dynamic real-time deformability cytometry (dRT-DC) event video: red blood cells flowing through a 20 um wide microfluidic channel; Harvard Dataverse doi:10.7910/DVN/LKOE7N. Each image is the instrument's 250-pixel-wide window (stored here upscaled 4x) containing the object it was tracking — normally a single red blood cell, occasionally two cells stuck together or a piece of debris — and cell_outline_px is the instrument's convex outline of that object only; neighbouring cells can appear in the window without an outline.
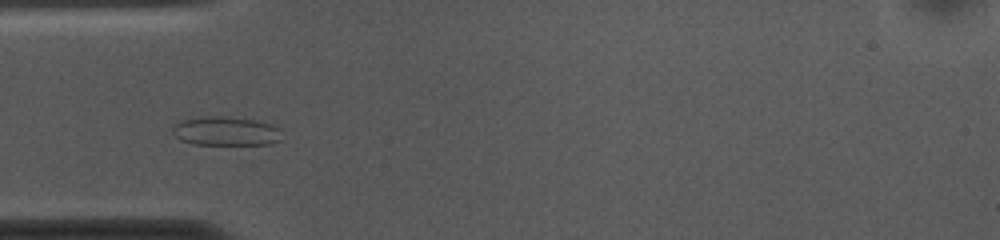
{"species": "common noctule bat (a hibernating species)", "species_latin": "Nyctalus noctula", "temperature_condition": "cold", "stored_images_in_passage": 53, "camera_frame_rate_fps": 3000, "um_per_image_px": 0.085, "animal": {"sex": "female", "body_mass_g": 10.0, "forearm_length_mm": 53.1}, "frame": {"image": 1, "passage_image": 14, "time_ms": 4.333, "image_size_px": [1000, 240], "cell_outline_px": [[280, 140], [272, 144], [192, 144], [180, 140], [172, 132], [172, 124], [180, 120], [204, 116], [228, 116], [252, 120], [272, 124], [280, 128]], "centroid_in_image_um": [19.16, 11.14], "position_along_channel_um": 65.8, "area_um2": 18.61}}
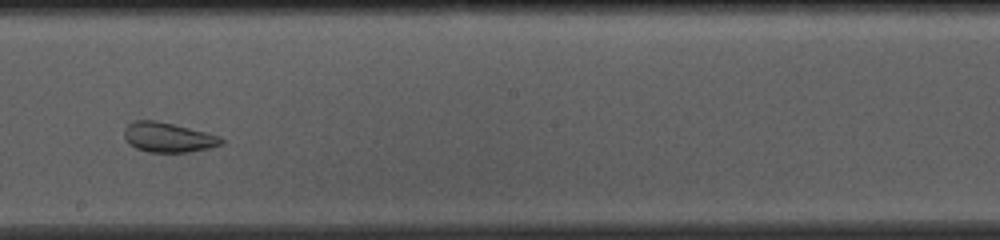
{"frame": {"image": 2, "passage_image": 28, "time_ms": 9.0, "image_size_px": [1000, 240], "cell_outline_px": [[224, 144], [208, 148], [188, 152], [148, 152], [136, 148], [128, 144], [124, 140], [124, 128], [132, 120], [156, 120], [220, 136], [224, 140]], "centroid_in_image_um": [14.24, 11.67], "position_along_channel_um": 234.0, "area_um2": 16.88}}
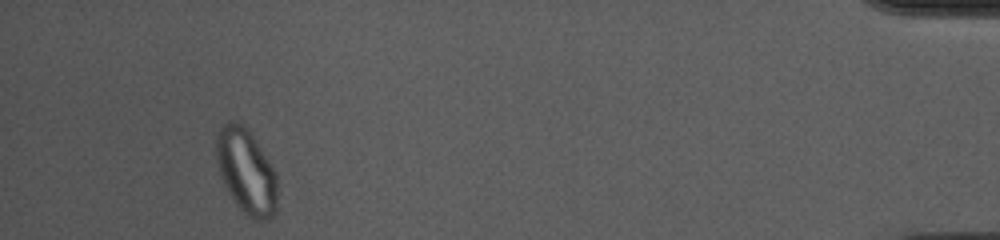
{"frame": {"image": 3, "passage_image": 49, "time_ms": 16.0, "image_size_px": [1000, 240], "cell_outline_px": [[276, 212], [268, 220], [252, 220], [236, 204], [228, 192], [224, 184], [220, 172], [216, 156], [216, 136], [220, 128], [228, 120], [236, 120], [248, 128], [256, 140], [276, 172]], "centroid_in_image_um": [20.93, 14.55], "position_along_channel_um": 414.3, "area_um2": 30.23}}